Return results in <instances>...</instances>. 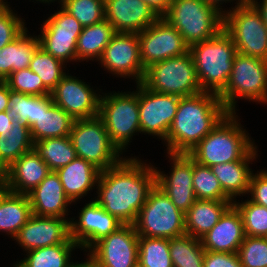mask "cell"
Returning a JSON list of instances; mask_svg holds the SVG:
<instances>
[{
	"label": "cell",
	"mask_w": 267,
	"mask_h": 267,
	"mask_svg": "<svg viewBox=\"0 0 267 267\" xmlns=\"http://www.w3.org/2000/svg\"><path fill=\"white\" fill-rule=\"evenodd\" d=\"M155 183L154 165L124 156L117 165L100 171L95 201L123 224H134Z\"/></svg>",
	"instance_id": "6da1fadb"
},
{
	"label": "cell",
	"mask_w": 267,
	"mask_h": 267,
	"mask_svg": "<svg viewBox=\"0 0 267 267\" xmlns=\"http://www.w3.org/2000/svg\"><path fill=\"white\" fill-rule=\"evenodd\" d=\"M229 113L218 94L182 97L164 143L168 153L188 154Z\"/></svg>",
	"instance_id": "7a4b0ae2"
},
{
	"label": "cell",
	"mask_w": 267,
	"mask_h": 267,
	"mask_svg": "<svg viewBox=\"0 0 267 267\" xmlns=\"http://www.w3.org/2000/svg\"><path fill=\"white\" fill-rule=\"evenodd\" d=\"M236 112H229L188 154L198 164L212 167L241 160L254 146ZM239 121V122H238Z\"/></svg>",
	"instance_id": "3957f363"
},
{
	"label": "cell",
	"mask_w": 267,
	"mask_h": 267,
	"mask_svg": "<svg viewBox=\"0 0 267 267\" xmlns=\"http://www.w3.org/2000/svg\"><path fill=\"white\" fill-rule=\"evenodd\" d=\"M203 92L220 94L232 72L237 49L222 29L216 36L189 47Z\"/></svg>",
	"instance_id": "277c9868"
},
{
	"label": "cell",
	"mask_w": 267,
	"mask_h": 267,
	"mask_svg": "<svg viewBox=\"0 0 267 267\" xmlns=\"http://www.w3.org/2000/svg\"><path fill=\"white\" fill-rule=\"evenodd\" d=\"M161 17L183 36L189 47L223 29V13L202 0H172Z\"/></svg>",
	"instance_id": "5b68a950"
},
{
	"label": "cell",
	"mask_w": 267,
	"mask_h": 267,
	"mask_svg": "<svg viewBox=\"0 0 267 267\" xmlns=\"http://www.w3.org/2000/svg\"><path fill=\"white\" fill-rule=\"evenodd\" d=\"M136 85L135 91H110L100 97L98 117L103 121L111 143L121 154L135 133H141Z\"/></svg>",
	"instance_id": "8992f818"
},
{
	"label": "cell",
	"mask_w": 267,
	"mask_h": 267,
	"mask_svg": "<svg viewBox=\"0 0 267 267\" xmlns=\"http://www.w3.org/2000/svg\"><path fill=\"white\" fill-rule=\"evenodd\" d=\"M229 112H236V99L267 104V61L237 53L225 89L218 95Z\"/></svg>",
	"instance_id": "52a82bcc"
},
{
	"label": "cell",
	"mask_w": 267,
	"mask_h": 267,
	"mask_svg": "<svg viewBox=\"0 0 267 267\" xmlns=\"http://www.w3.org/2000/svg\"><path fill=\"white\" fill-rule=\"evenodd\" d=\"M184 216L155 183L133 225L138 236L170 239L186 234Z\"/></svg>",
	"instance_id": "ba28073f"
},
{
	"label": "cell",
	"mask_w": 267,
	"mask_h": 267,
	"mask_svg": "<svg viewBox=\"0 0 267 267\" xmlns=\"http://www.w3.org/2000/svg\"><path fill=\"white\" fill-rule=\"evenodd\" d=\"M141 83L153 92L181 98L203 92L190 52L150 65Z\"/></svg>",
	"instance_id": "9c48e42d"
},
{
	"label": "cell",
	"mask_w": 267,
	"mask_h": 267,
	"mask_svg": "<svg viewBox=\"0 0 267 267\" xmlns=\"http://www.w3.org/2000/svg\"><path fill=\"white\" fill-rule=\"evenodd\" d=\"M223 30L230 36L237 53L267 61V26L251 1L227 9L223 14Z\"/></svg>",
	"instance_id": "30bf717a"
},
{
	"label": "cell",
	"mask_w": 267,
	"mask_h": 267,
	"mask_svg": "<svg viewBox=\"0 0 267 267\" xmlns=\"http://www.w3.org/2000/svg\"><path fill=\"white\" fill-rule=\"evenodd\" d=\"M70 138L76 156L90 162L100 171L117 165L124 158L111 143L106 127L98 116L76 119Z\"/></svg>",
	"instance_id": "8fae6325"
},
{
	"label": "cell",
	"mask_w": 267,
	"mask_h": 267,
	"mask_svg": "<svg viewBox=\"0 0 267 267\" xmlns=\"http://www.w3.org/2000/svg\"><path fill=\"white\" fill-rule=\"evenodd\" d=\"M41 27L40 47L64 64L76 62L77 40L83 30L81 23L61 7Z\"/></svg>",
	"instance_id": "7c38bea8"
},
{
	"label": "cell",
	"mask_w": 267,
	"mask_h": 267,
	"mask_svg": "<svg viewBox=\"0 0 267 267\" xmlns=\"http://www.w3.org/2000/svg\"><path fill=\"white\" fill-rule=\"evenodd\" d=\"M138 239L133 224H123L101 238L87 254L98 267H138Z\"/></svg>",
	"instance_id": "4fadbf2b"
},
{
	"label": "cell",
	"mask_w": 267,
	"mask_h": 267,
	"mask_svg": "<svg viewBox=\"0 0 267 267\" xmlns=\"http://www.w3.org/2000/svg\"><path fill=\"white\" fill-rule=\"evenodd\" d=\"M140 60L146 69L150 65L189 52L183 36L161 16L138 33Z\"/></svg>",
	"instance_id": "5bb4252c"
},
{
	"label": "cell",
	"mask_w": 267,
	"mask_h": 267,
	"mask_svg": "<svg viewBox=\"0 0 267 267\" xmlns=\"http://www.w3.org/2000/svg\"><path fill=\"white\" fill-rule=\"evenodd\" d=\"M181 97L161 94L138 83V107L142 134L156 136L163 141L175 118Z\"/></svg>",
	"instance_id": "9a60e30c"
},
{
	"label": "cell",
	"mask_w": 267,
	"mask_h": 267,
	"mask_svg": "<svg viewBox=\"0 0 267 267\" xmlns=\"http://www.w3.org/2000/svg\"><path fill=\"white\" fill-rule=\"evenodd\" d=\"M104 70L115 77L132 78L142 82L145 69L140 60L139 39L136 33H116L98 60Z\"/></svg>",
	"instance_id": "2e32d148"
},
{
	"label": "cell",
	"mask_w": 267,
	"mask_h": 267,
	"mask_svg": "<svg viewBox=\"0 0 267 267\" xmlns=\"http://www.w3.org/2000/svg\"><path fill=\"white\" fill-rule=\"evenodd\" d=\"M81 79L67 74L51 91V98L67 114L76 119H90L99 114L101 95Z\"/></svg>",
	"instance_id": "e0dca14e"
},
{
	"label": "cell",
	"mask_w": 267,
	"mask_h": 267,
	"mask_svg": "<svg viewBox=\"0 0 267 267\" xmlns=\"http://www.w3.org/2000/svg\"><path fill=\"white\" fill-rule=\"evenodd\" d=\"M171 161V173L166 175L155 167L156 184L171 199L172 203L183 213L196 201L193 188V158L186 153H167Z\"/></svg>",
	"instance_id": "ac0fdd59"
},
{
	"label": "cell",
	"mask_w": 267,
	"mask_h": 267,
	"mask_svg": "<svg viewBox=\"0 0 267 267\" xmlns=\"http://www.w3.org/2000/svg\"><path fill=\"white\" fill-rule=\"evenodd\" d=\"M77 218L79 219L71 218L69 221L70 237L84 251H88L101 238L115 232L123 225L93 199L81 208Z\"/></svg>",
	"instance_id": "d6986e66"
},
{
	"label": "cell",
	"mask_w": 267,
	"mask_h": 267,
	"mask_svg": "<svg viewBox=\"0 0 267 267\" xmlns=\"http://www.w3.org/2000/svg\"><path fill=\"white\" fill-rule=\"evenodd\" d=\"M70 219L32 215L14 237L23 251L62 244L70 238Z\"/></svg>",
	"instance_id": "ffe728a7"
},
{
	"label": "cell",
	"mask_w": 267,
	"mask_h": 267,
	"mask_svg": "<svg viewBox=\"0 0 267 267\" xmlns=\"http://www.w3.org/2000/svg\"><path fill=\"white\" fill-rule=\"evenodd\" d=\"M105 19L116 33H136L152 25L160 16L143 0H104Z\"/></svg>",
	"instance_id": "44dd1931"
},
{
	"label": "cell",
	"mask_w": 267,
	"mask_h": 267,
	"mask_svg": "<svg viewBox=\"0 0 267 267\" xmlns=\"http://www.w3.org/2000/svg\"><path fill=\"white\" fill-rule=\"evenodd\" d=\"M245 238L242 216L234 204L221 215L219 221L202 238L206 251L237 253Z\"/></svg>",
	"instance_id": "7402d4cb"
},
{
	"label": "cell",
	"mask_w": 267,
	"mask_h": 267,
	"mask_svg": "<svg viewBox=\"0 0 267 267\" xmlns=\"http://www.w3.org/2000/svg\"><path fill=\"white\" fill-rule=\"evenodd\" d=\"M32 214L40 217L67 218L68 206L72 204L65 195L56 171H51L41 183L28 194Z\"/></svg>",
	"instance_id": "603a6c76"
},
{
	"label": "cell",
	"mask_w": 267,
	"mask_h": 267,
	"mask_svg": "<svg viewBox=\"0 0 267 267\" xmlns=\"http://www.w3.org/2000/svg\"><path fill=\"white\" fill-rule=\"evenodd\" d=\"M51 172L34 148L17 160L6 171L5 187L17 194H28Z\"/></svg>",
	"instance_id": "cb8c5ba5"
},
{
	"label": "cell",
	"mask_w": 267,
	"mask_h": 267,
	"mask_svg": "<svg viewBox=\"0 0 267 267\" xmlns=\"http://www.w3.org/2000/svg\"><path fill=\"white\" fill-rule=\"evenodd\" d=\"M255 145L241 160L220 163L211 167L217 177L224 194L234 202L237 196L248 195L252 169L249 164L258 157ZM254 159V160H253Z\"/></svg>",
	"instance_id": "d4e9b609"
},
{
	"label": "cell",
	"mask_w": 267,
	"mask_h": 267,
	"mask_svg": "<svg viewBox=\"0 0 267 267\" xmlns=\"http://www.w3.org/2000/svg\"><path fill=\"white\" fill-rule=\"evenodd\" d=\"M75 119L55 105L50 95L41 96L39 115L30 127L33 143L47 138L70 136Z\"/></svg>",
	"instance_id": "484cf974"
},
{
	"label": "cell",
	"mask_w": 267,
	"mask_h": 267,
	"mask_svg": "<svg viewBox=\"0 0 267 267\" xmlns=\"http://www.w3.org/2000/svg\"><path fill=\"white\" fill-rule=\"evenodd\" d=\"M65 195L72 203L85 197L95 189L100 170L90 162L76 157L72 162L56 170ZM79 199V200H78Z\"/></svg>",
	"instance_id": "4316f807"
},
{
	"label": "cell",
	"mask_w": 267,
	"mask_h": 267,
	"mask_svg": "<svg viewBox=\"0 0 267 267\" xmlns=\"http://www.w3.org/2000/svg\"><path fill=\"white\" fill-rule=\"evenodd\" d=\"M27 32L26 28L16 39L0 49V81H5L14 71L29 68L40 45L37 35L32 37Z\"/></svg>",
	"instance_id": "83f0119b"
},
{
	"label": "cell",
	"mask_w": 267,
	"mask_h": 267,
	"mask_svg": "<svg viewBox=\"0 0 267 267\" xmlns=\"http://www.w3.org/2000/svg\"><path fill=\"white\" fill-rule=\"evenodd\" d=\"M231 204L232 201L196 199L184 216L186 234L201 239Z\"/></svg>",
	"instance_id": "f1b7e54d"
},
{
	"label": "cell",
	"mask_w": 267,
	"mask_h": 267,
	"mask_svg": "<svg viewBox=\"0 0 267 267\" xmlns=\"http://www.w3.org/2000/svg\"><path fill=\"white\" fill-rule=\"evenodd\" d=\"M32 215L28 195L7 189L0 195V232L14 238Z\"/></svg>",
	"instance_id": "f546056e"
},
{
	"label": "cell",
	"mask_w": 267,
	"mask_h": 267,
	"mask_svg": "<svg viewBox=\"0 0 267 267\" xmlns=\"http://www.w3.org/2000/svg\"><path fill=\"white\" fill-rule=\"evenodd\" d=\"M116 34L114 27L106 19L83 27L77 40L76 62L96 60L98 61L110 40ZM78 60V61H77Z\"/></svg>",
	"instance_id": "4dcf8cb0"
},
{
	"label": "cell",
	"mask_w": 267,
	"mask_h": 267,
	"mask_svg": "<svg viewBox=\"0 0 267 267\" xmlns=\"http://www.w3.org/2000/svg\"><path fill=\"white\" fill-rule=\"evenodd\" d=\"M80 246L70 237L62 244L26 251L27 257L13 267H73L71 252Z\"/></svg>",
	"instance_id": "1f68e13d"
},
{
	"label": "cell",
	"mask_w": 267,
	"mask_h": 267,
	"mask_svg": "<svg viewBox=\"0 0 267 267\" xmlns=\"http://www.w3.org/2000/svg\"><path fill=\"white\" fill-rule=\"evenodd\" d=\"M33 146L29 126L15 119L12 129L0 134V163L7 169Z\"/></svg>",
	"instance_id": "d6a6232c"
},
{
	"label": "cell",
	"mask_w": 267,
	"mask_h": 267,
	"mask_svg": "<svg viewBox=\"0 0 267 267\" xmlns=\"http://www.w3.org/2000/svg\"><path fill=\"white\" fill-rule=\"evenodd\" d=\"M33 148L51 171L66 166L77 157L70 136L43 139L34 142Z\"/></svg>",
	"instance_id": "836d02e7"
},
{
	"label": "cell",
	"mask_w": 267,
	"mask_h": 267,
	"mask_svg": "<svg viewBox=\"0 0 267 267\" xmlns=\"http://www.w3.org/2000/svg\"><path fill=\"white\" fill-rule=\"evenodd\" d=\"M173 267H203L205 249L201 239L185 234L169 239Z\"/></svg>",
	"instance_id": "e575fe53"
},
{
	"label": "cell",
	"mask_w": 267,
	"mask_h": 267,
	"mask_svg": "<svg viewBox=\"0 0 267 267\" xmlns=\"http://www.w3.org/2000/svg\"><path fill=\"white\" fill-rule=\"evenodd\" d=\"M138 267H173L169 239L139 236Z\"/></svg>",
	"instance_id": "d590c367"
},
{
	"label": "cell",
	"mask_w": 267,
	"mask_h": 267,
	"mask_svg": "<svg viewBox=\"0 0 267 267\" xmlns=\"http://www.w3.org/2000/svg\"><path fill=\"white\" fill-rule=\"evenodd\" d=\"M65 64L39 47L30 62L29 69L36 73L43 84L52 91L67 74Z\"/></svg>",
	"instance_id": "8d00e7d4"
},
{
	"label": "cell",
	"mask_w": 267,
	"mask_h": 267,
	"mask_svg": "<svg viewBox=\"0 0 267 267\" xmlns=\"http://www.w3.org/2000/svg\"><path fill=\"white\" fill-rule=\"evenodd\" d=\"M192 183L197 199L231 201L225 194L211 167L198 164L193 159Z\"/></svg>",
	"instance_id": "74e56055"
},
{
	"label": "cell",
	"mask_w": 267,
	"mask_h": 267,
	"mask_svg": "<svg viewBox=\"0 0 267 267\" xmlns=\"http://www.w3.org/2000/svg\"><path fill=\"white\" fill-rule=\"evenodd\" d=\"M239 210L244 226L245 236L266 237L267 236V208L258 205L249 199L241 203L233 202Z\"/></svg>",
	"instance_id": "f35d334b"
},
{
	"label": "cell",
	"mask_w": 267,
	"mask_h": 267,
	"mask_svg": "<svg viewBox=\"0 0 267 267\" xmlns=\"http://www.w3.org/2000/svg\"><path fill=\"white\" fill-rule=\"evenodd\" d=\"M60 4L83 27L99 23L105 19L104 0H62Z\"/></svg>",
	"instance_id": "ab89813d"
},
{
	"label": "cell",
	"mask_w": 267,
	"mask_h": 267,
	"mask_svg": "<svg viewBox=\"0 0 267 267\" xmlns=\"http://www.w3.org/2000/svg\"><path fill=\"white\" fill-rule=\"evenodd\" d=\"M41 108V96L25 95L10 90L8 111L16 118L24 122L29 128L38 118Z\"/></svg>",
	"instance_id": "60d3db41"
},
{
	"label": "cell",
	"mask_w": 267,
	"mask_h": 267,
	"mask_svg": "<svg viewBox=\"0 0 267 267\" xmlns=\"http://www.w3.org/2000/svg\"><path fill=\"white\" fill-rule=\"evenodd\" d=\"M5 82L10 90L20 92L25 95H51V91L43 84L40 77L29 68L12 72Z\"/></svg>",
	"instance_id": "b9f144b4"
},
{
	"label": "cell",
	"mask_w": 267,
	"mask_h": 267,
	"mask_svg": "<svg viewBox=\"0 0 267 267\" xmlns=\"http://www.w3.org/2000/svg\"><path fill=\"white\" fill-rule=\"evenodd\" d=\"M237 254L243 267H267V239L245 236Z\"/></svg>",
	"instance_id": "7bdbcfd3"
},
{
	"label": "cell",
	"mask_w": 267,
	"mask_h": 267,
	"mask_svg": "<svg viewBox=\"0 0 267 267\" xmlns=\"http://www.w3.org/2000/svg\"><path fill=\"white\" fill-rule=\"evenodd\" d=\"M6 4L0 8V49L16 39L25 29V20Z\"/></svg>",
	"instance_id": "ee69618b"
},
{
	"label": "cell",
	"mask_w": 267,
	"mask_h": 267,
	"mask_svg": "<svg viewBox=\"0 0 267 267\" xmlns=\"http://www.w3.org/2000/svg\"><path fill=\"white\" fill-rule=\"evenodd\" d=\"M258 172L252 173L248 194H251L250 201L267 208V170Z\"/></svg>",
	"instance_id": "f6af8a7d"
},
{
	"label": "cell",
	"mask_w": 267,
	"mask_h": 267,
	"mask_svg": "<svg viewBox=\"0 0 267 267\" xmlns=\"http://www.w3.org/2000/svg\"><path fill=\"white\" fill-rule=\"evenodd\" d=\"M203 267H243L237 253L205 251Z\"/></svg>",
	"instance_id": "bcb514c9"
},
{
	"label": "cell",
	"mask_w": 267,
	"mask_h": 267,
	"mask_svg": "<svg viewBox=\"0 0 267 267\" xmlns=\"http://www.w3.org/2000/svg\"><path fill=\"white\" fill-rule=\"evenodd\" d=\"M15 119L9 111L0 112V134L12 129Z\"/></svg>",
	"instance_id": "7dc6e473"
},
{
	"label": "cell",
	"mask_w": 267,
	"mask_h": 267,
	"mask_svg": "<svg viewBox=\"0 0 267 267\" xmlns=\"http://www.w3.org/2000/svg\"><path fill=\"white\" fill-rule=\"evenodd\" d=\"M151 8H153L159 16H162L170 6L172 0H143Z\"/></svg>",
	"instance_id": "c3c4849f"
},
{
	"label": "cell",
	"mask_w": 267,
	"mask_h": 267,
	"mask_svg": "<svg viewBox=\"0 0 267 267\" xmlns=\"http://www.w3.org/2000/svg\"><path fill=\"white\" fill-rule=\"evenodd\" d=\"M10 89L5 81H0V112L8 111Z\"/></svg>",
	"instance_id": "681fc988"
},
{
	"label": "cell",
	"mask_w": 267,
	"mask_h": 267,
	"mask_svg": "<svg viewBox=\"0 0 267 267\" xmlns=\"http://www.w3.org/2000/svg\"><path fill=\"white\" fill-rule=\"evenodd\" d=\"M202 1L214 6L217 10H219L220 12H222L224 14L226 12V10L225 9L223 10L222 6H220V5H222L224 2H226V3L230 2V1L233 2L235 0H233V1L232 0H202ZM249 2H250V0H238L237 2H235V4H237V5H235V7L242 6V5L247 4Z\"/></svg>",
	"instance_id": "f907efd6"
},
{
	"label": "cell",
	"mask_w": 267,
	"mask_h": 267,
	"mask_svg": "<svg viewBox=\"0 0 267 267\" xmlns=\"http://www.w3.org/2000/svg\"><path fill=\"white\" fill-rule=\"evenodd\" d=\"M255 7L260 11L262 17H263V21L265 23V25L267 26V0H262L260 2H258V0H250Z\"/></svg>",
	"instance_id": "816d5d0a"
},
{
	"label": "cell",
	"mask_w": 267,
	"mask_h": 267,
	"mask_svg": "<svg viewBox=\"0 0 267 267\" xmlns=\"http://www.w3.org/2000/svg\"><path fill=\"white\" fill-rule=\"evenodd\" d=\"M73 267H98L88 256L84 262H75Z\"/></svg>",
	"instance_id": "f5cc1de1"
},
{
	"label": "cell",
	"mask_w": 267,
	"mask_h": 267,
	"mask_svg": "<svg viewBox=\"0 0 267 267\" xmlns=\"http://www.w3.org/2000/svg\"><path fill=\"white\" fill-rule=\"evenodd\" d=\"M7 169L0 163V181L5 180Z\"/></svg>",
	"instance_id": "db71d44e"
},
{
	"label": "cell",
	"mask_w": 267,
	"mask_h": 267,
	"mask_svg": "<svg viewBox=\"0 0 267 267\" xmlns=\"http://www.w3.org/2000/svg\"><path fill=\"white\" fill-rule=\"evenodd\" d=\"M37 1H39L40 3H44V4H46V3H49L50 4L51 2H54V1H57V0H36V2ZM61 1L62 0H58L57 2L58 3H61Z\"/></svg>",
	"instance_id": "11a10c76"
},
{
	"label": "cell",
	"mask_w": 267,
	"mask_h": 267,
	"mask_svg": "<svg viewBox=\"0 0 267 267\" xmlns=\"http://www.w3.org/2000/svg\"><path fill=\"white\" fill-rule=\"evenodd\" d=\"M6 190L5 182L0 181V195Z\"/></svg>",
	"instance_id": "9f6ffc18"
},
{
	"label": "cell",
	"mask_w": 267,
	"mask_h": 267,
	"mask_svg": "<svg viewBox=\"0 0 267 267\" xmlns=\"http://www.w3.org/2000/svg\"><path fill=\"white\" fill-rule=\"evenodd\" d=\"M6 0H0V8L4 7L7 4Z\"/></svg>",
	"instance_id": "6f0895ef"
}]
</instances>
